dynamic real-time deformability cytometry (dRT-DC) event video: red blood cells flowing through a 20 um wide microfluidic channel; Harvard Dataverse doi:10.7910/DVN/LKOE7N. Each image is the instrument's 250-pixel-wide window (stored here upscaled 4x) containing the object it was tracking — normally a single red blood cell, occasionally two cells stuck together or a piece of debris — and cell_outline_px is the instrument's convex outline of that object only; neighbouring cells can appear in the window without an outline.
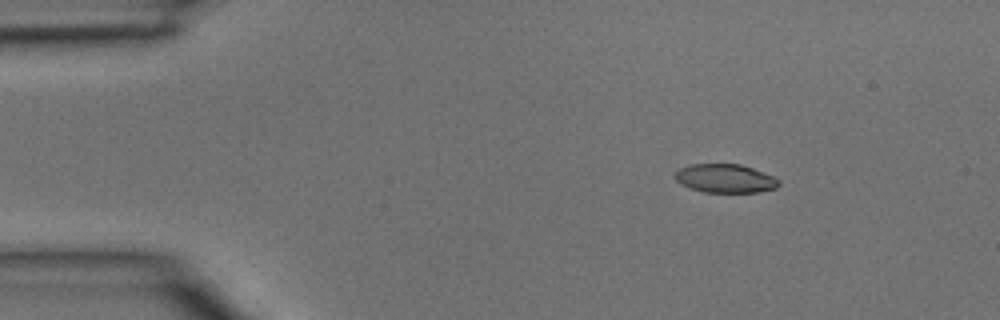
{"species": "common noctule bat (a hibernating species)", "species_latin": "Nyctalus noctula", "temperature_condition": "room temperature", "stored_images_in_passage": 4, "camera_frame_rate_fps": 3000, "um_per_image_px": 0.085, "animal": {"sex": "male", "body_mass_g": 15.6}, "frame": {"image": 1, "passage_image": 1, "time_ms": 0.0, "image_size_px": [1000, 320], "cell_outline_px": [[780, 184], [776, 188], [760, 192], [704, 192], [688, 188], [680, 184], [672, 176], [680, 168], [688, 164], [740, 164], [752, 168], [772, 176], [780, 180]], "centroid_in_image_um": [61.6, 15.17], "position_along_channel_um": 23.4, "area_um2": 17.46}}
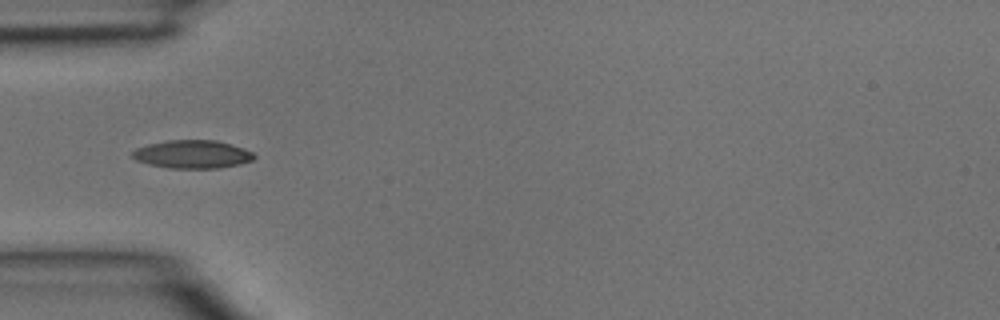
{"frame": {"image": 2, "passage_image": 3, "time_ms": 0.667, "image_size_px": [1000, 320], "cell_outline_px": [[256, 156], [252, 160], [240, 164], [220, 168], [168, 168], [148, 164], [136, 160], [132, 156], [132, 152], [136, 148], [148, 144], [168, 140], [216, 140], [232, 144], [244, 148], [252, 152]], "centroid_in_image_um": [16.36, 13.11], "position_along_channel_um": 68.6, "area_um2": 20.06}}